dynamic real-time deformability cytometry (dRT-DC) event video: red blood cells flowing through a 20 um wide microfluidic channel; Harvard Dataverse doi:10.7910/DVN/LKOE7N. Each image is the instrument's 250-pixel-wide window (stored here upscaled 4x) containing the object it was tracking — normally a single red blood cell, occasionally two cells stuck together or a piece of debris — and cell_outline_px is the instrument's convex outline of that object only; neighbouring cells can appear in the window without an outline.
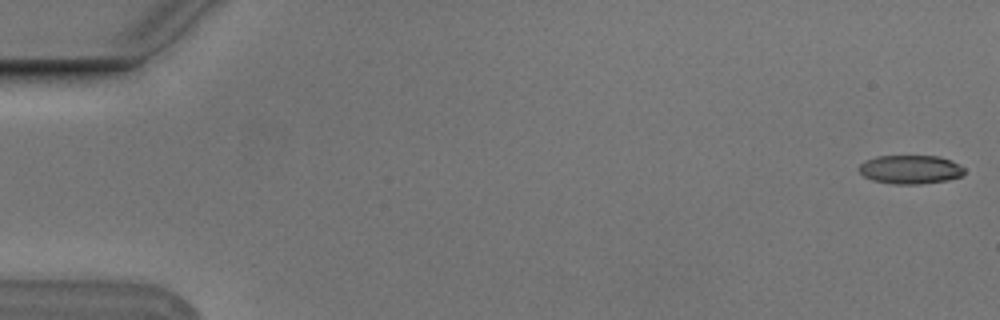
{"species": "Egyptian fruit bat (a non-hibernating species)", "species_latin": "Rousettus aegyptiacus", "temperature_condition": "cold", "stored_images_in_passage": 11, "camera_frame_rate_fps": 3000, "um_per_image_px": 0.085, "animal": {"sex": "male"}, "frame": {"image": 1, "passage_image": 1, "time_ms": 0.0, "image_size_px": [1000, 320], "cell_outline_px": [[964, 172], [960, 176], [948, 180], [920, 184], [896, 184], [872, 180], [864, 176], [860, 172], [860, 164], [864, 160], [876, 156], [940, 156], [952, 160], [964, 168]], "centroid_in_image_um": [77.38, 14.4], "position_along_channel_um": 7.6, "area_um2": 17.63}}